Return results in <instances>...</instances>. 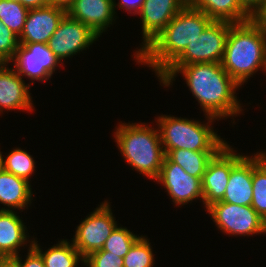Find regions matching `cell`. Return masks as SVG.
<instances>
[{"label":"cell","instance_id":"obj_19","mask_svg":"<svg viewBox=\"0 0 266 267\" xmlns=\"http://www.w3.org/2000/svg\"><path fill=\"white\" fill-rule=\"evenodd\" d=\"M32 196L30 182L5 170L0 173V204L7 206L0 210L28 209V204L31 205L33 200Z\"/></svg>","mask_w":266,"mask_h":267},{"label":"cell","instance_id":"obj_1","mask_svg":"<svg viewBox=\"0 0 266 267\" xmlns=\"http://www.w3.org/2000/svg\"><path fill=\"white\" fill-rule=\"evenodd\" d=\"M181 73L190 92L202 107L204 115L212 116L218 121L230 117L243 109L238 101L236 90L239 85L223 69L221 63H193L184 66H168L159 76L163 86L172 85L175 76Z\"/></svg>","mask_w":266,"mask_h":267},{"label":"cell","instance_id":"obj_14","mask_svg":"<svg viewBox=\"0 0 266 267\" xmlns=\"http://www.w3.org/2000/svg\"><path fill=\"white\" fill-rule=\"evenodd\" d=\"M66 14L64 9L52 5L29 9L23 30L18 37L19 43L47 44Z\"/></svg>","mask_w":266,"mask_h":267},{"label":"cell","instance_id":"obj_15","mask_svg":"<svg viewBox=\"0 0 266 267\" xmlns=\"http://www.w3.org/2000/svg\"><path fill=\"white\" fill-rule=\"evenodd\" d=\"M0 66V114L3 110L32 111L33 101L29 84H26L15 68Z\"/></svg>","mask_w":266,"mask_h":267},{"label":"cell","instance_id":"obj_5","mask_svg":"<svg viewBox=\"0 0 266 267\" xmlns=\"http://www.w3.org/2000/svg\"><path fill=\"white\" fill-rule=\"evenodd\" d=\"M207 123L169 115L156 118L165 155L173 149L218 152L227 144L210 125L217 118L205 116Z\"/></svg>","mask_w":266,"mask_h":267},{"label":"cell","instance_id":"obj_17","mask_svg":"<svg viewBox=\"0 0 266 267\" xmlns=\"http://www.w3.org/2000/svg\"><path fill=\"white\" fill-rule=\"evenodd\" d=\"M252 176L253 155H244L231 169L222 201L238 205H251L253 198Z\"/></svg>","mask_w":266,"mask_h":267},{"label":"cell","instance_id":"obj_36","mask_svg":"<svg viewBox=\"0 0 266 267\" xmlns=\"http://www.w3.org/2000/svg\"><path fill=\"white\" fill-rule=\"evenodd\" d=\"M0 267H19L13 258H3L0 261Z\"/></svg>","mask_w":266,"mask_h":267},{"label":"cell","instance_id":"obj_37","mask_svg":"<svg viewBox=\"0 0 266 267\" xmlns=\"http://www.w3.org/2000/svg\"><path fill=\"white\" fill-rule=\"evenodd\" d=\"M4 171V166H3V156L0 151V173Z\"/></svg>","mask_w":266,"mask_h":267},{"label":"cell","instance_id":"obj_6","mask_svg":"<svg viewBox=\"0 0 266 267\" xmlns=\"http://www.w3.org/2000/svg\"><path fill=\"white\" fill-rule=\"evenodd\" d=\"M206 211L223 233L232 236L266 234V221L258 215L251 205L219 201L209 206Z\"/></svg>","mask_w":266,"mask_h":267},{"label":"cell","instance_id":"obj_21","mask_svg":"<svg viewBox=\"0 0 266 267\" xmlns=\"http://www.w3.org/2000/svg\"><path fill=\"white\" fill-rule=\"evenodd\" d=\"M34 239L32 247L41 255L45 267H77L80 261L84 264V257L78 252L73 243L62 239L45 252ZM80 259V260H79Z\"/></svg>","mask_w":266,"mask_h":267},{"label":"cell","instance_id":"obj_16","mask_svg":"<svg viewBox=\"0 0 266 267\" xmlns=\"http://www.w3.org/2000/svg\"><path fill=\"white\" fill-rule=\"evenodd\" d=\"M115 13L114 0H75L67 10L71 18L87 25L99 37L115 22Z\"/></svg>","mask_w":266,"mask_h":267},{"label":"cell","instance_id":"obj_26","mask_svg":"<svg viewBox=\"0 0 266 267\" xmlns=\"http://www.w3.org/2000/svg\"><path fill=\"white\" fill-rule=\"evenodd\" d=\"M149 241L141 235L123 257V267H153L155 260Z\"/></svg>","mask_w":266,"mask_h":267},{"label":"cell","instance_id":"obj_3","mask_svg":"<svg viewBox=\"0 0 266 267\" xmlns=\"http://www.w3.org/2000/svg\"><path fill=\"white\" fill-rule=\"evenodd\" d=\"M221 64L239 86L259 69L266 71V29L251 19L231 23Z\"/></svg>","mask_w":266,"mask_h":267},{"label":"cell","instance_id":"obj_7","mask_svg":"<svg viewBox=\"0 0 266 267\" xmlns=\"http://www.w3.org/2000/svg\"><path fill=\"white\" fill-rule=\"evenodd\" d=\"M231 22L213 20L200 34L198 42L189 43L169 65L184 66L193 63H221Z\"/></svg>","mask_w":266,"mask_h":267},{"label":"cell","instance_id":"obj_27","mask_svg":"<svg viewBox=\"0 0 266 267\" xmlns=\"http://www.w3.org/2000/svg\"><path fill=\"white\" fill-rule=\"evenodd\" d=\"M140 237L141 236L133 234L125 227L117 226L106 239L102 250L123 258Z\"/></svg>","mask_w":266,"mask_h":267},{"label":"cell","instance_id":"obj_24","mask_svg":"<svg viewBox=\"0 0 266 267\" xmlns=\"http://www.w3.org/2000/svg\"><path fill=\"white\" fill-rule=\"evenodd\" d=\"M35 161L29 152L21 148H15L3 157L4 170L30 182V177L35 170Z\"/></svg>","mask_w":266,"mask_h":267},{"label":"cell","instance_id":"obj_20","mask_svg":"<svg viewBox=\"0 0 266 267\" xmlns=\"http://www.w3.org/2000/svg\"><path fill=\"white\" fill-rule=\"evenodd\" d=\"M187 5L204 12L215 21L241 23L251 17L241 7L239 0H187Z\"/></svg>","mask_w":266,"mask_h":267},{"label":"cell","instance_id":"obj_13","mask_svg":"<svg viewBox=\"0 0 266 267\" xmlns=\"http://www.w3.org/2000/svg\"><path fill=\"white\" fill-rule=\"evenodd\" d=\"M186 5L187 0H144L137 14L142 21L143 45L133 56L144 50Z\"/></svg>","mask_w":266,"mask_h":267},{"label":"cell","instance_id":"obj_33","mask_svg":"<svg viewBox=\"0 0 266 267\" xmlns=\"http://www.w3.org/2000/svg\"><path fill=\"white\" fill-rule=\"evenodd\" d=\"M264 0H239L241 7L252 16Z\"/></svg>","mask_w":266,"mask_h":267},{"label":"cell","instance_id":"obj_10","mask_svg":"<svg viewBox=\"0 0 266 267\" xmlns=\"http://www.w3.org/2000/svg\"><path fill=\"white\" fill-rule=\"evenodd\" d=\"M228 143L209 161L202 178L203 204L206 209L223 200L232 167L244 156Z\"/></svg>","mask_w":266,"mask_h":267},{"label":"cell","instance_id":"obj_11","mask_svg":"<svg viewBox=\"0 0 266 267\" xmlns=\"http://www.w3.org/2000/svg\"><path fill=\"white\" fill-rule=\"evenodd\" d=\"M16 51L14 68L17 73L29 78L46 82L51 78L60 61L56 58L47 44L42 43H19Z\"/></svg>","mask_w":266,"mask_h":267},{"label":"cell","instance_id":"obj_18","mask_svg":"<svg viewBox=\"0 0 266 267\" xmlns=\"http://www.w3.org/2000/svg\"><path fill=\"white\" fill-rule=\"evenodd\" d=\"M26 228L14 210H0V254L3 258L19 255L20 247L29 241Z\"/></svg>","mask_w":266,"mask_h":267},{"label":"cell","instance_id":"obj_32","mask_svg":"<svg viewBox=\"0 0 266 267\" xmlns=\"http://www.w3.org/2000/svg\"><path fill=\"white\" fill-rule=\"evenodd\" d=\"M250 19L258 26L266 29V0L262 2Z\"/></svg>","mask_w":266,"mask_h":267},{"label":"cell","instance_id":"obj_35","mask_svg":"<svg viewBox=\"0 0 266 267\" xmlns=\"http://www.w3.org/2000/svg\"><path fill=\"white\" fill-rule=\"evenodd\" d=\"M75 0H48L49 5L59 7L67 11Z\"/></svg>","mask_w":266,"mask_h":267},{"label":"cell","instance_id":"obj_34","mask_svg":"<svg viewBox=\"0 0 266 267\" xmlns=\"http://www.w3.org/2000/svg\"><path fill=\"white\" fill-rule=\"evenodd\" d=\"M17 1L28 9H35L49 5L48 0H17Z\"/></svg>","mask_w":266,"mask_h":267},{"label":"cell","instance_id":"obj_31","mask_svg":"<svg viewBox=\"0 0 266 267\" xmlns=\"http://www.w3.org/2000/svg\"><path fill=\"white\" fill-rule=\"evenodd\" d=\"M144 0H120L118 4H116L114 0V11L116 10V6L126 11L132 12L134 15L138 14L142 8ZM134 11V12H133Z\"/></svg>","mask_w":266,"mask_h":267},{"label":"cell","instance_id":"obj_12","mask_svg":"<svg viewBox=\"0 0 266 267\" xmlns=\"http://www.w3.org/2000/svg\"><path fill=\"white\" fill-rule=\"evenodd\" d=\"M156 181L164 186L176 206L193 202L196 198L203 202L202 180L186 173L166 155Z\"/></svg>","mask_w":266,"mask_h":267},{"label":"cell","instance_id":"obj_22","mask_svg":"<svg viewBox=\"0 0 266 267\" xmlns=\"http://www.w3.org/2000/svg\"><path fill=\"white\" fill-rule=\"evenodd\" d=\"M217 152H199L184 149L170 150L166 156L191 176L202 180L209 161Z\"/></svg>","mask_w":266,"mask_h":267},{"label":"cell","instance_id":"obj_2","mask_svg":"<svg viewBox=\"0 0 266 267\" xmlns=\"http://www.w3.org/2000/svg\"><path fill=\"white\" fill-rule=\"evenodd\" d=\"M212 21L204 12L186 5L135 60L151 67L158 77L189 43L198 42L200 34Z\"/></svg>","mask_w":266,"mask_h":267},{"label":"cell","instance_id":"obj_23","mask_svg":"<svg viewBox=\"0 0 266 267\" xmlns=\"http://www.w3.org/2000/svg\"><path fill=\"white\" fill-rule=\"evenodd\" d=\"M253 198L251 206L266 221V153L257 152L253 156Z\"/></svg>","mask_w":266,"mask_h":267},{"label":"cell","instance_id":"obj_25","mask_svg":"<svg viewBox=\"0 0 266 267\" xmlns=\"http://www.w3.org/2000/svg\"><path fill=\"white\" fill-rule=\"evenodd\" d=\"M28 11L17 0H0V20L18 37L23 30Z\"/></svg>","mask_w":266,"mask_h":267},{"label":"cell","instance_id":"obj_8","mask_svg":"<svg viewBox=\"0 0 266 267\" xmlns=\"http://www.w3.org/2000/svg\"><path fill=\"white\" fill-rule=\"evenodd\" d=\"M109 204L106 200L100 203V206L76 227L72 243L84 258L101 250L106 239L117 227Z\"/></svg>","mask_w":266,"mask_h":267},{"label":"cell","instance_id":"obj_29","mask_svg":"<svg viewBox=\"0 0 266 267\" xmlns=\"http://www.w3.org/2000/svg\"><path fill=\"white\" fill-rule=\"evenodd\" d=\"M84 265L87 267H123V258L101 249L85 257Z\"/></svg>","mask_w":266,"mask_h":267},{"label":"cell","instance_id":"obj_4","mask_svg":"<svg viewBox=\"0 0 266 267\" xmlns=\"http://www.w3.org/2000/svg\"><path fill=\"white\" fill-rule=\"evenodd\" d=\"M115 142L127 164L139 174L153 179L159 175L165 153L157 129L141 123H120L114 132Z\"/></svg>","mask_w":266,"mask_h":267},{"label":"cell","instance_id":"obj_9","mask_svg":"<svg viewBox=\"0 0 266 267\" xmlns=\"http://www.w3.org/2000/svg\"><path fill=\"white\" fill-rule=\"evenodd\" d=\"M98 37L87 25L66 14L47 45L61 65V62L66 58L80 53V51L87 49L86 47L89 48Z\"/></svg>","mask_w":266,"mask_h":267},{"label":"cell","instance_id":"obj_28","mask_svg":"<svg viewBox=\"0 0 266 267\" xmlns=\"http://www.w3.org/2000/svg\"><path fill=\"white\" fill-rule=\"evenodd\" d=\"M19 38L0 20V60L12 62L19 47Z\"/></svg>","mask_w":266,"mask_h":267},{"label":"cell","instance_id":"obj_30","mask_svg":"<svg viewBox=\"0 0 266 267\" xmlns=\"http://www.w3.org/2000/svg\"><path fill=\"white\" fill-rule=\"evenodd\" d=\"M32 239L28 248V255L26 259L22 262V258L18 256L13 259L18 263L19 267H45L44 261L41 255L32 247Z\"/></svg>","mask_w":266,"mask_h":267}]
</instances>
